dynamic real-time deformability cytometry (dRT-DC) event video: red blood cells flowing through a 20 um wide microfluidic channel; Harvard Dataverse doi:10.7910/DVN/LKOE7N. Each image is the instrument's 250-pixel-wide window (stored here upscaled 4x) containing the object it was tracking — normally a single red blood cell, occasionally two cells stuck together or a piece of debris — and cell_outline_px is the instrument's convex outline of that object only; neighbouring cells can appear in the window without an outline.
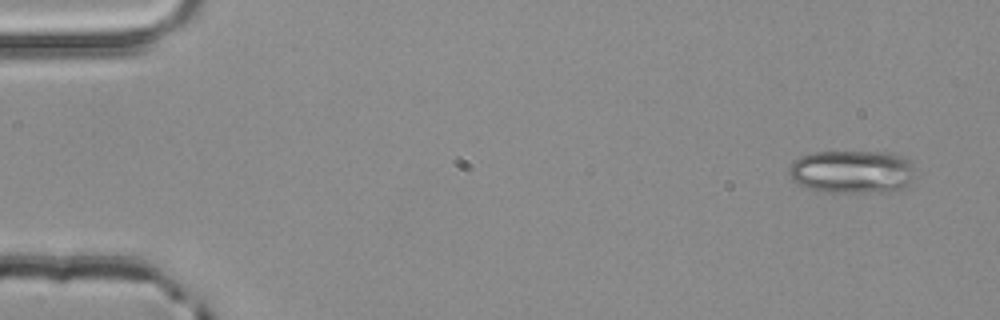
{"species": "common noctule bat (a hibernating species)", "species_latin": "Nyctalus noctula", "temperature_condition": "room temperature", "stored_images_in_passage": 4, "camera_frame_rate_fps": 3000, "um_per_image_px": 0.085, "animal": {"sex": "male", "body_mass_g": 20.4}, "frame": {"image": 1, "passage_image": 1, "time_ms": 0.0, "image_size_px": [1000, 320], "cell_outline_px": [[912, 180], [904, 188], [860, 192], [824, 192], [808, 188], [796, 184], [792, 180], [788, 172], [788, 164], [792, 160], [800, 156], [812, 152], [888, 152], [908, 156], [912, 164]], "centroid_in_image_um": [72.36, 14.57], "position_along_channel_um": 12.6, "area_um2": 31.91}}